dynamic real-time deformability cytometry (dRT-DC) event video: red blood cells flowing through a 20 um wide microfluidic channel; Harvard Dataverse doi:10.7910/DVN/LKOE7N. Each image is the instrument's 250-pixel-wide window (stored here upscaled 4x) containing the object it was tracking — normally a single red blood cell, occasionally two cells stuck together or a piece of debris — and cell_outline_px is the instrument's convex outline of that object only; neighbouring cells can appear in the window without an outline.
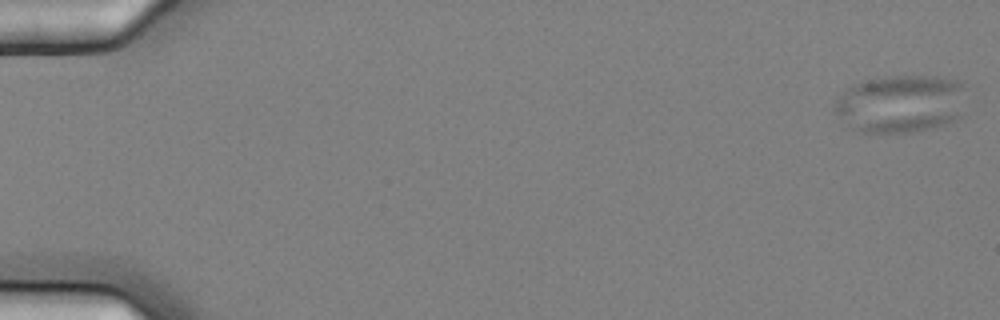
{"species": "common noctule bat (a hibernating species)", "species_latin": "Nyctalus noctula", "temperature_condition": "cold", "stored_images_in_passage": 5, "camera_frame_rate_fps": 3000, "um_per_image_px": 0.085, "animal": {"sex": "female", "body_mass_g": 25.1}, "frame": {"image": 1, "passage_image": 1, "time_ms": 0.0, "image_size_px": [1000, 320], "cell_outline_px": [[964, 84], [960, 116], [956, 120], [932, 128], [912, 132], [860, 132], [852, 128], [832, 112], [832, 104], [852, 84], [876, 76], [940, 76], [964, 80]], "centroid_in_image_um": [76.53, 8.79], "position_along_channel_um": 8.5, "area_um2": 44.91}}